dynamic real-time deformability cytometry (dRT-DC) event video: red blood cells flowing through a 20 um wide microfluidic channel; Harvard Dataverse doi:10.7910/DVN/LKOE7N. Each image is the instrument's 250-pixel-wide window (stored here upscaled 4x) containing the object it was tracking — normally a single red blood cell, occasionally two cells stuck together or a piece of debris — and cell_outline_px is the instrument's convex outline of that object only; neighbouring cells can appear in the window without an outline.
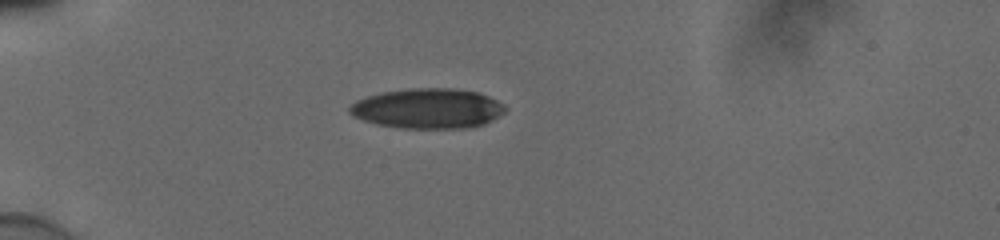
{"species": "human", "species_latin": "Homo sapiens", "temperature_condition": "cold", "stored_images_in_passage": 39, "camera_frame_rate_fps": 3000, "um_per_image_px": 0.085, "donor": {"sex": "male"}, "frame": {"image": 1, "passage_image": 1, "time_ms": 0.0, "image_size_px": [1000, 240], "cell_outline_px": [[508, 108], [500, 116], [484, 124], [468, 128], [404, 128], [376, 124], [352, 116], [348, 112], [348, 108], [356, 100], [380, 92], [412, 88], [452, 88], [476, 92], [488, 96], [504, 104]], "centroid_in_image_um": [36.36, 9.22], "position_along_channel_um": 48.6, "area_um2": 36.41}}
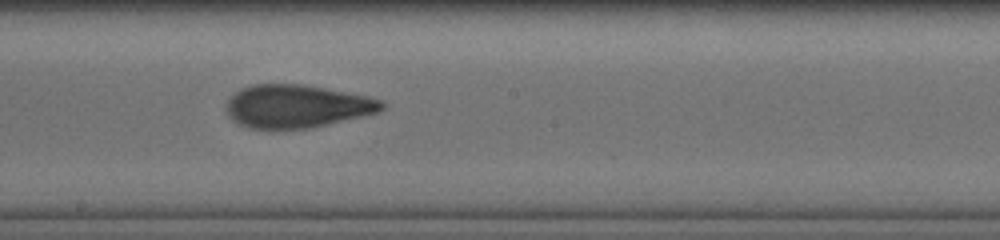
{"frame": {"image": 2, "passage_image": 17, "time_ms": 5.333, "image_size_px": [1000, 240], "cell_outline_px": [[384, 108], [376, 112], [364, 116], [308, 128], [272, 132], [248, 128], [232, 120], [228, 116], [224, 108], [224, 104], [240, 88], [252, 84], [304, 84], [368, 96], [380, 100], [384, 104]], "centroid_in_image_um": [25.14, 9.06], "position_along_channel_um": 223.1, "area_um2": 39.77}}
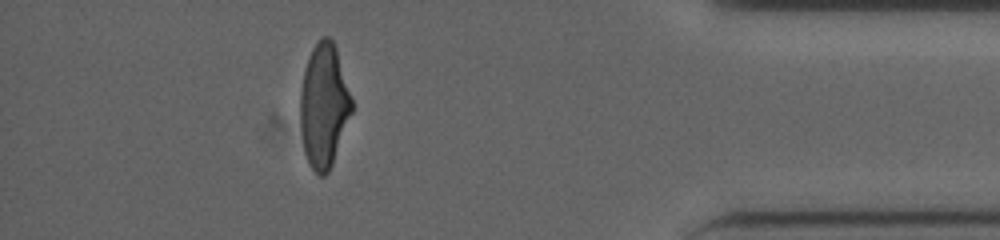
{"frame": {"image": 3, "passage_image": 34, "time_ms": 11.0, "image_size_px": [1000, 240], "cell_outline_px": [[352, 112], [332, 164], [328, 172], [324, 176], [320, 176], [312, 168], [304, 152], [300, 128], [300, 92], [304, 72], [312, 48], [324, 36], [328, 36], [332, 40], [336, 48], [352, 100]], "centroid_in_image_um": [27.52, 9.0], "position_along_channel_um": 407.7, "area_um2": 36.7}, "authors_computed_cell_mechanics": {"area_um2": 38.3214, "velocity_mm_per_s": 3.8801, "shape_relaxation_time_tau1_ms": 4.529, "shape_relaxation_time_tau2_ms": 1.2959, "deformation_change_tau1": 0.186, "deformation_change_tau2": 0.0874}}